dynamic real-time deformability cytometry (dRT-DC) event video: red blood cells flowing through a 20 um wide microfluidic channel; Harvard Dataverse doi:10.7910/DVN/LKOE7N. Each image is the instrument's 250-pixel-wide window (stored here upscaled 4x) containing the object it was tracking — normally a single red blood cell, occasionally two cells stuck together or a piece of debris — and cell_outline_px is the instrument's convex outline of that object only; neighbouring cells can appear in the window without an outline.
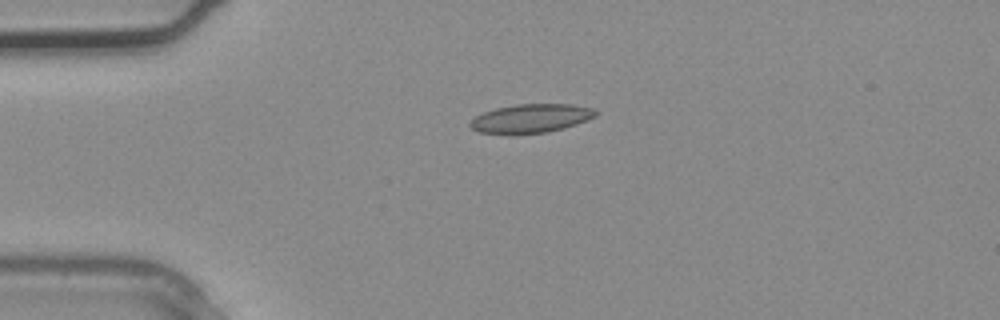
{"species": "common noctule bat (a hibernating species)", "species_latin": "Nyctalus noctula", "temperature_condition": "warm", "stored_images_in_passage": 2, "camera_frame_rate_fps": 3000, "um_per_image_px": 0.085, "animal": {"sex": "male", "body_mass_g": 20.4}, "frame": {"image": 1, "passage_image": 2, "time_ms": 0.333, "image_size_px": [1000, 320], "cell_outline_px": [[596, 116], [588, 120], [564, 128], [548, 132], [512, 136], [508, 136], [480, 132], [472, 128], [468, 124], [476, 116], [484, 112], [496, 108], [516, 104], [572, 104], [596, 108]], "centroid_in_image_um": [45.12, 10.09], "position_along_channel_um": 39.9, "area_um2": 21.56}}